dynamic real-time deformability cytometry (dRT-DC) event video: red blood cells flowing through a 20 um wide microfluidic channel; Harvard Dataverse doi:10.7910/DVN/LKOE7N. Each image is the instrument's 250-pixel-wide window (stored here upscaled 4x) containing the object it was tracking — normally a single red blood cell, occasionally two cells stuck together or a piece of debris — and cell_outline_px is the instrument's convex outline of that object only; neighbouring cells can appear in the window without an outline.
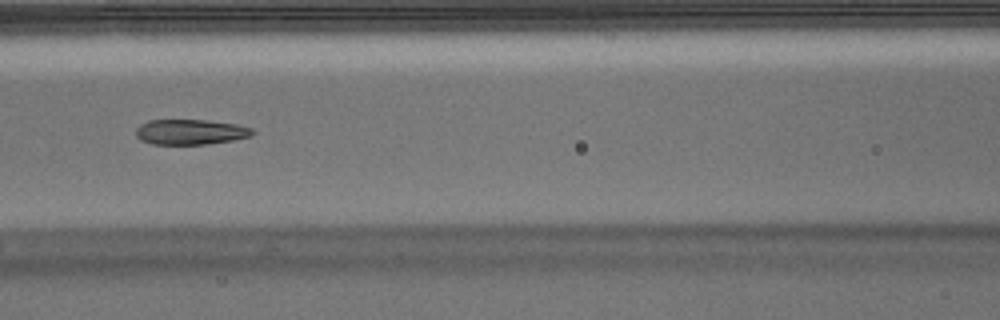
{"species": "Egyptian fruit bat (a non-hibernating species)", "species_latin": "Rousettus aegyptiacus", "temperature_condition": "warm", "stored_images_in_passage": 17, "camera_frame_rate_fps": 3000, "um_per_image_px": 0.085, "animal": {"sex": "male"}, "frame": {"image": 1, "passage_image": 8, "time_ms": 2.333, "image_size_px": [1000, 320], "cell_outline_px": [[256, 132], [252, 136], [232, 140], [208, 144], [152, 144], [140, 140], [136, 136], [136, 128], [140, 124], [148, 120], [204, 120], [236, 124], [252, 128]], "centroid_in_image_um": [16.18, 11.22], "position_along_channel_um": 150.4, "area_um2": 17.22}}